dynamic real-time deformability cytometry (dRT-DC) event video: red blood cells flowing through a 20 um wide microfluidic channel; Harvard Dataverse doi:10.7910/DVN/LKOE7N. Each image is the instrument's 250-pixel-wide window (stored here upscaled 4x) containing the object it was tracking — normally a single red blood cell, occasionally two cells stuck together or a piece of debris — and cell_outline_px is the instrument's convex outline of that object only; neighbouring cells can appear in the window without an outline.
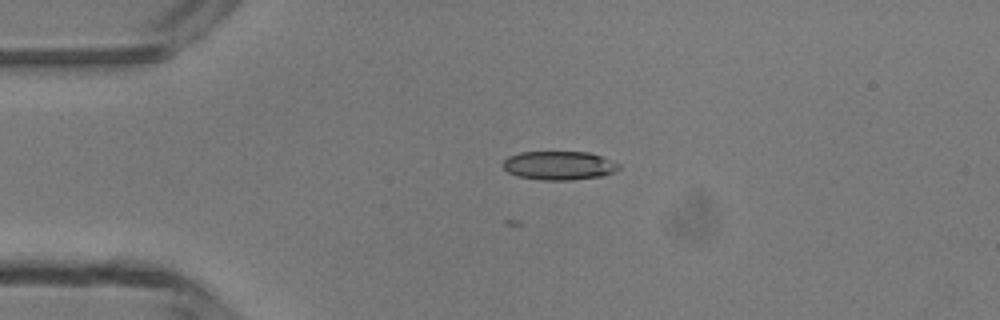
{"species": "common noctule bat (a hibernating species)", "species_latin": "Nyctalus noctula", "temperature_condition": "room temperature", "stored_images_in_passage": 6, "camera_frame_rate_fps": 3000, "um_per_image_px": 0.085, "animal": {"sex": "male", "body_mass_g": 13.3}, "frame": {"image": 1, "passage_image": 4, "time_ms": 4.333, "image_size_px": [1000, 320], "cell_outline_px": [[620, 168], [604, 176], [572, 180], [540, 180], [520, 176], [508, 172], [504, 168], [504, 160], [508, 156], [520, 152], [588, 152], [600, 156], [620, 164]], "centroid_in_image_um": [47.53, 14.07], "position_along_channel_um": 37.5, "area_um2": 19.31}}